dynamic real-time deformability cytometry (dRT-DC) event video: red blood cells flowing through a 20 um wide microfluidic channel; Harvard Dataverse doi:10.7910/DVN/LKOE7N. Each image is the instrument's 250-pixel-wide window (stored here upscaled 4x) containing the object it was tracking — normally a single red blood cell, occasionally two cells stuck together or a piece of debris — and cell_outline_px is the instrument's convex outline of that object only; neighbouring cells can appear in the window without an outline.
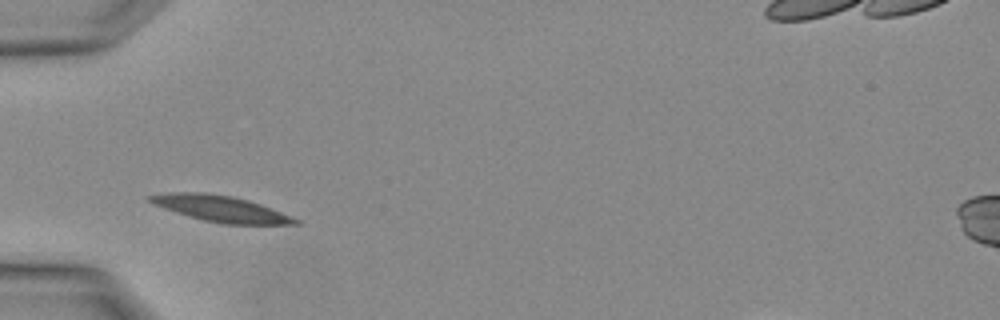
{"species": "Egyptian fruit bat (a non-hibernating species)", "species_latin": "Rousettus aegyptiacus", "temperature_condition": "warm", "stored_images_in_passage": 2, "camera_frame_rate_fps": 3000, "um_per_image_px": 0.085, "animal": {"sex": "female"}, "frame": {"image": 1, "passage_image": 1, "time_ms": 0.0, "image_size_px": [1000, 320], "cell_outline_px": [[300, 224], [224, 224], [204, 220], [176, 212], [152, 204], [148, 200], [148, 196], [168, 192], [204, 192], [232, 196], [248, 200], [260, 204], [300, 220]], "centroid_in_image_um": [18.74, 17.73], "position_along_channel_um": 66.3, "area_um2": 21.79}}